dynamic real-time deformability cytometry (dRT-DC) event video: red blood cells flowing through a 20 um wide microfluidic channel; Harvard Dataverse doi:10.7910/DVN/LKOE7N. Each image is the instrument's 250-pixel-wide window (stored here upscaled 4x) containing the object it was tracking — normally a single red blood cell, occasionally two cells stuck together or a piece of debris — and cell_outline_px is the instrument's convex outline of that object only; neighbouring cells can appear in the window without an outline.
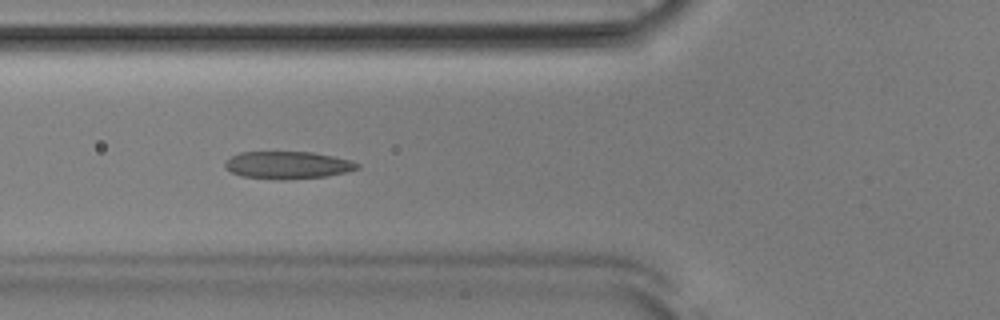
{"species": "Egyptian fruit bat (a non-hibernating species)", "species_latin": "Rousettus aegyptiacus", "temperature_condition": "room temperature", "stored_images_in_passage": 37, "camera_frame_rate_fps": 3000, "um_per_image_px": 0.085, "animal": {"sex": "male"}, "frame": {"image": 1, "passage_image": 4, "time_ms": 1.0, "image_size_px": [1000, 320], "cell_outline_px": [[360, 168], [348, 172], [328, 176], [284, 180], [276, 180], [240, 176], [224, 168], [224, 160], [240, 152], [312, 152], [352, 160], [360, 164]], "centroid_in_image_um": [24.45, 14.04], "position_along_channel_um": 101.3, "area_um2": 21.5}}
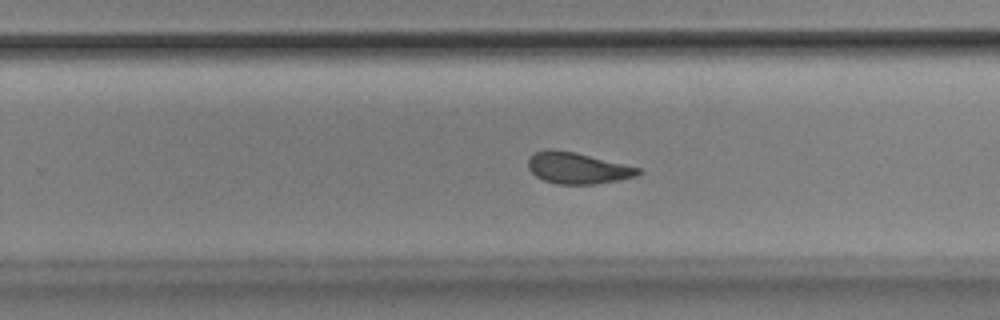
{"frame": {"image": 2, "passage_image": 18, "time_ms": 5.667, "image_size_px": [1000, 320], "cell_outline_px": [[640, 172], [636, 176], [596, 184], [556, 184], [544, 180], [536, 176], [528, 168], [528, 160], [536, 152], [548, 148], [552, 148], [576, 152], [640, 168]], "centroid_in_image_um": [49.05, 14.28], "position_along_channel_um": 280.7, "area_um2": 19.94}}
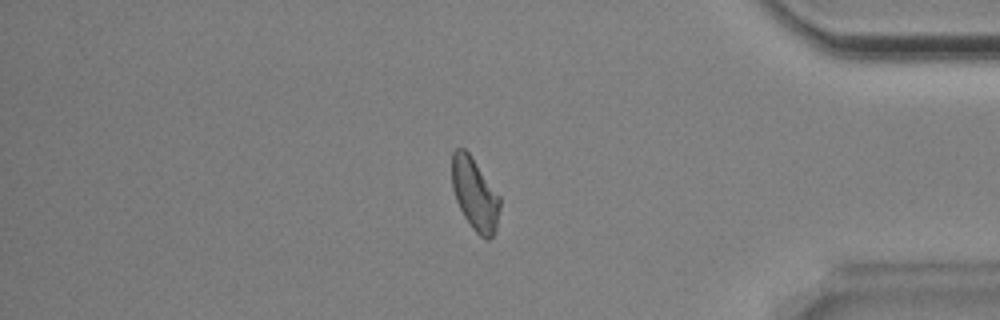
{"frame": {"image": 3, "passage_image": 29, "time_ms": 9.333, "image_size_px": [1000, 320], "cell_outline_px": [[500, 208], [496, 232], [488, 240], [484, 240], [472, 228], [464, 216], [456, 200], [452, 188], [452, 152], [456, 148], [464, 148], [472, 156], [500, 196]], "centroid_in_image_um": [40.37, 16.51], "position_along_channel_um": 394.8, "area_um2": 20.4}, "authors_computed_cell_mechanics": {"area_um2": 20.4034, "velocity_mm_per_s": 3.8461, "shape_relaxation_time_tau1_ms": 3.4892, "shape_relaxation_time_tau2_ms": 1.7702, "deformation_change_tau1": 0.1417, "deformation_change_tau2": 0.0882}}